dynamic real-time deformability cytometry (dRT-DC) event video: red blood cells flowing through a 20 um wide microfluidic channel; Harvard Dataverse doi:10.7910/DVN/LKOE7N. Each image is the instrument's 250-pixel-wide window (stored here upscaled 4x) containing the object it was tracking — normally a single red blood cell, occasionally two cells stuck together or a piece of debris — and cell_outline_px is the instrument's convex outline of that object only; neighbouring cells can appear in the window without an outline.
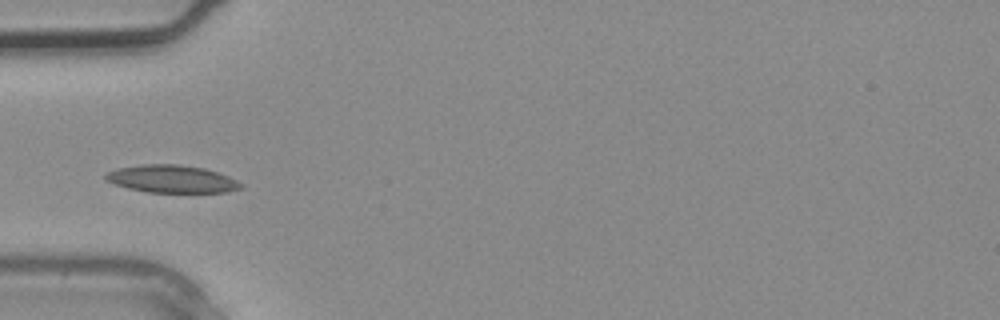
{"species": "common noctule bat (a hibernating species)", "species_latin": "Nyctalus noctula", "temperature_condition": "warm", "stored_images_in_passage": 3, "camera_frame_rate_fps": 3000, "um_per_image_px": 0.085, "animal": {"sex": "male", "body_mass_g": 20.4}, "frame": {"image": 1, "passage_image": 3, "time_ms": 0.667, "image_size_px": [1000, 320], "cell_outline_px": [[244, 188], [228, 192], [148, 192], [128, 188], [104, 180], [104, 176], [108, 172], [116, 168], [140, 164], [180, 164], [204, 168], [228, 176], [244, 184]], "centroid_in_image_um": [14.61, 15.21], "position_along_channel_um": 70.4, "area_um2": 21.85}}